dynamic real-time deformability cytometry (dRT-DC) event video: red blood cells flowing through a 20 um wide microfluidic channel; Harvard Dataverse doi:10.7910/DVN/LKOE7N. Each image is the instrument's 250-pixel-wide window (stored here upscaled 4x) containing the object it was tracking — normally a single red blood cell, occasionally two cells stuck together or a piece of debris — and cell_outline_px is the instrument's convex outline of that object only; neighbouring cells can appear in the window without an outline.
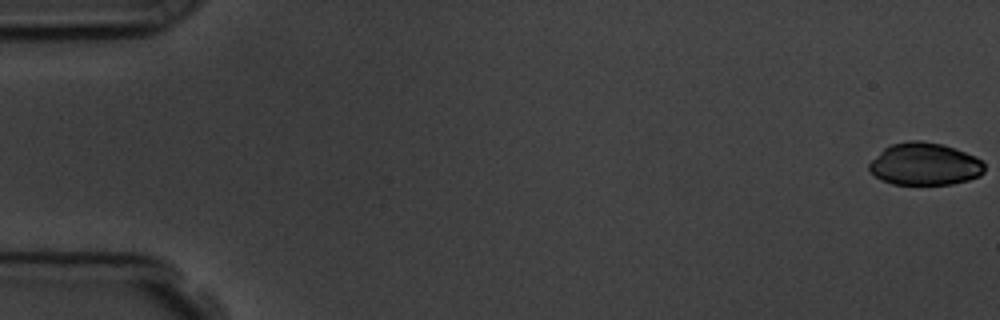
{"species": "common noctule bat (a hibernating species)", "species_latin": "Nyctalus noctula", "temperature_condition": "room temperature", "stored_images_in_passage": 9, "camera_frame_rate_fps": 3000, "um_per_image_px": 0.085, "animal": {"sex": "male", "body_mass_g": 19.5, "forearm_length_mm": 54.6}, "frame": {"image": 1, "passage_image": 1, "time_ms": 0.0, "image_size_px": [1000, 320], "cell_outline_px": [[984, 172], [980, 176], [968, 180], [952, 184], [892, 184], [880, 180], [868, 168], [868, 164], [884, 148], [892, 144], [908, 140], [920, 140], [940, 144], [956, 148], [976, 156], [984, 164]], "centroid_in_image_um": [78.61, 13.95], "position_along_channel_um": 6.4, "area_um2": 28.5}}